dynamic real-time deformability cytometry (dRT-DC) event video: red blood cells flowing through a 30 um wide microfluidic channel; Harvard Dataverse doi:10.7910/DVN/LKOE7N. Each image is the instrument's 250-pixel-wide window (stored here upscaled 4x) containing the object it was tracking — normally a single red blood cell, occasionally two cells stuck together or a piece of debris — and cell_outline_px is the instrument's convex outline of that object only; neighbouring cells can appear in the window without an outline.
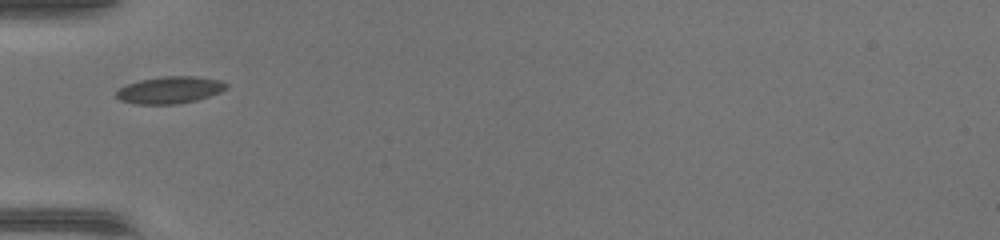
{"species": "common noctule bat (a hibernating species)", "species_latin": "Nyctalus noctula", "temperature_condition": "warm", "stored_images_in_passage": 31, "camera_frame_rate_fps": 3000, "um_per_image_px": 0.085, "animal": {"sex": "female", "body_mass_g": 17.0, "forearm_length_mm": 48.0}, "frame": {"image": 1, "passage_image": 1, "time_ms": 0.0, "image_size_px": [1000, 240], "cell_outline_px": [[228, 88], [220, 92], [196, 100], [176, 104], [136, 104], [120, 100], [116, 96], [116, 92], [120, 88], [128, 84], [140, 80], [164, 76], [196, 76], [220, 80], [228, 84]], "centroid_in_image_um": [14.45, 7.64], "position_along_channel_um": 70.5, "area_um2": 17.22}}
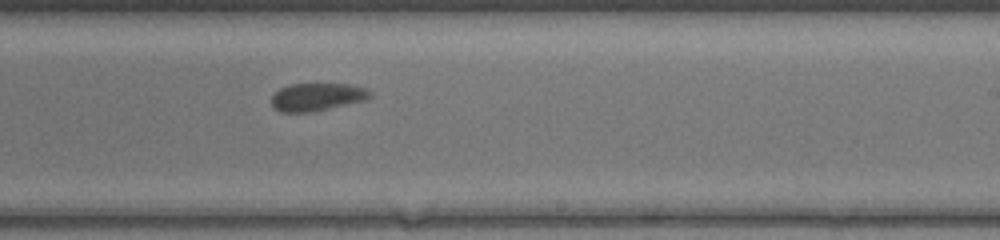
{"frame": {"image": 2, "passage_image": 14, "time_ms": 4.333, "image_size_px": [1000, 240], "cell_outline_px": [[372, 96], [368, 100], [308, 112], [280, 112], [272, 108], [272, 96], [280, 88], [292, 84], [352, 84], [364, 88], [372, 92]], "centroid_in_image_um": [26.96, 8.24], "position_along_channel_um": 262.0, "area_um2": 15.95}}
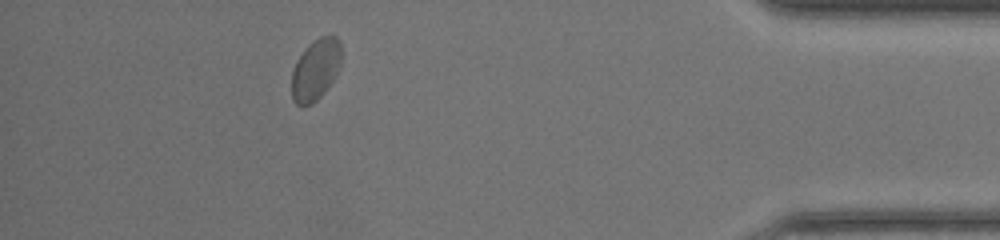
{"frame": {"image": 3, "passage_image": 27, "time_ms": 8.667, "image_size_px": [1000, 240], "cell_outline_px": [[340, 64], [332, 80], [324, 92], [316, 100], [300, 108], [292, 100], [292, 72], [296, 60], [304, 48], [312, 40], [320, 36], [336, 36], [340, 40]], "centroid_in_image_um": [26.79, 5.9], "position_along_channel_um": 408.4, "area_um2": 17.69}}